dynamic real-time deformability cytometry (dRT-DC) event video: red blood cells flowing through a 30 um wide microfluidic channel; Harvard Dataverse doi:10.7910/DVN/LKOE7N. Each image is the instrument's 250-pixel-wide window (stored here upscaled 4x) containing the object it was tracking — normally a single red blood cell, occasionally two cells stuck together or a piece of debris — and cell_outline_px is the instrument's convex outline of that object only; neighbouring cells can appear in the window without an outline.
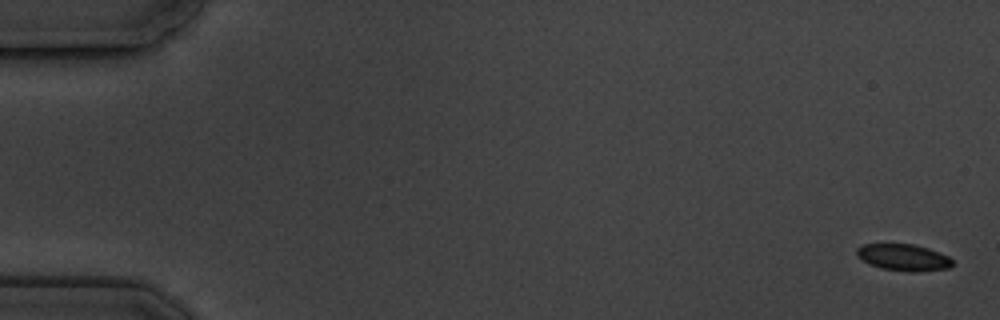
{"species": "common noctule bat (a hibernating species)", "species_latin": "Nyctalus noctula", "temperature_condition": "cold", "stored_images_in_passage": 10, "camera_frame_rate_fps": 3000, "um_per_image_px": 0.085, "animal": {"sex": "male", "body_mass_g": 19.5, "forearm_length_mm": 54.6}, "frame": {"image": 1, "passage_image": 1, "time_ms": 0.0, "image_size_px": [1000, 320], "cell_outline_px": [[952, 268], [912, 272], [908, 272], [880, 268], [868, 264], [860, 260], [856, 256], [856, 248], [864, 244], [912, 244], [928, 248], [940, 252], [948, 256], [952, 260]], "centroid_in_image_um": [76.77, 21.88], "position_along_channel_um": 8.2, "area_um2": 15.09}}
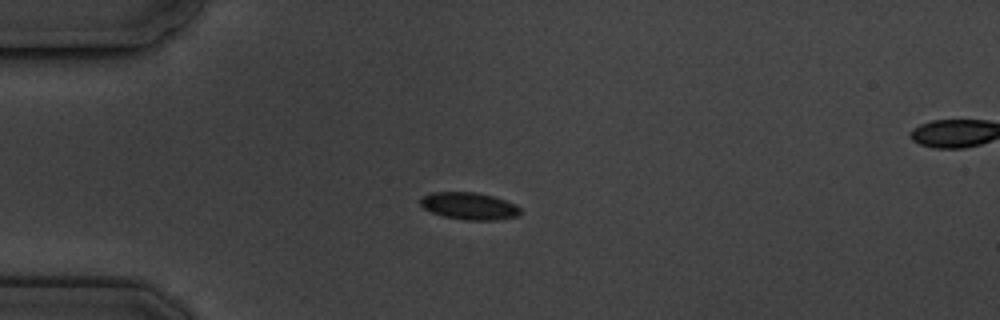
{"frame": {"image": 2, "passage_image": 5, "time_ms": 4.667, "image_size_px": [1000, 320], "cell_outline_px": [[520, 212], [516, 216], [496, 220], [464, 220], [444, 216], [432, 212], [424, 208], [420, 204], [420, 200], [424, 196], [432, 192], [476, 192], [492, 196], [516, 204], [520, 208]], "centroid_in_image_um": [39.88, 17.51], "position_along_channel_um": 45.1, "area_um2": 15.66}}